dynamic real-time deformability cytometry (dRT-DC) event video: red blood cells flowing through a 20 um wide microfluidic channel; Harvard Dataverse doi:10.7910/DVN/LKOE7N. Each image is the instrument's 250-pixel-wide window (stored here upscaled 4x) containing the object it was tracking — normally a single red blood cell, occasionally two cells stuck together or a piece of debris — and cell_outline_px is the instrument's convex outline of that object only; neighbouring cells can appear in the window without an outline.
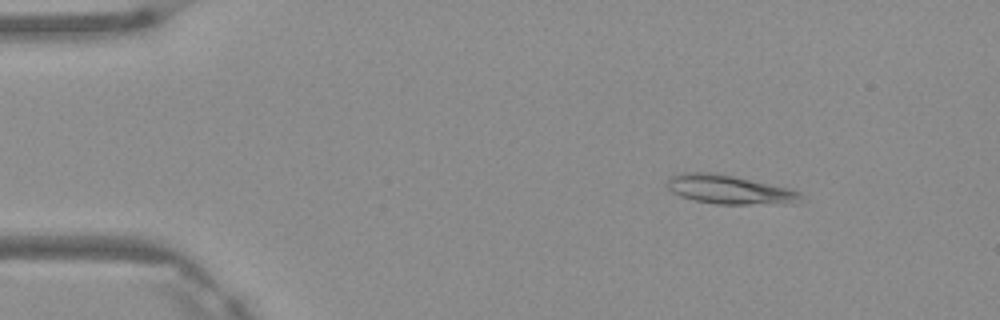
{"species": "Egyptian fruit bat (a non-hibernating species)", "species_latin": "Rousettus aegyptiacus", "temperature_condition": "warm", "stored_images_in_passage": 5, "segment_of_instrument_passage": [1, 2], "camera_frame_rate_fps": 3000, "um_per_image_px": 0.085, "frame": {"image": 1, "passage_image": 2, "time_ms": 0.333, "image_size_px": [1000, 320], "cell_outline_px": [[804, 196], [792, 204], [716, 204], [692, 200], [680, 196], [672, 192], [668, 188], [668, 180], [672, 176], [680, 172], [716, 172], [788, 188], [800, 192]], "centroid_in_image_um": [61.99, 16.12], "position_along_channel_um": 23.0, "area_um2": 22.6}}